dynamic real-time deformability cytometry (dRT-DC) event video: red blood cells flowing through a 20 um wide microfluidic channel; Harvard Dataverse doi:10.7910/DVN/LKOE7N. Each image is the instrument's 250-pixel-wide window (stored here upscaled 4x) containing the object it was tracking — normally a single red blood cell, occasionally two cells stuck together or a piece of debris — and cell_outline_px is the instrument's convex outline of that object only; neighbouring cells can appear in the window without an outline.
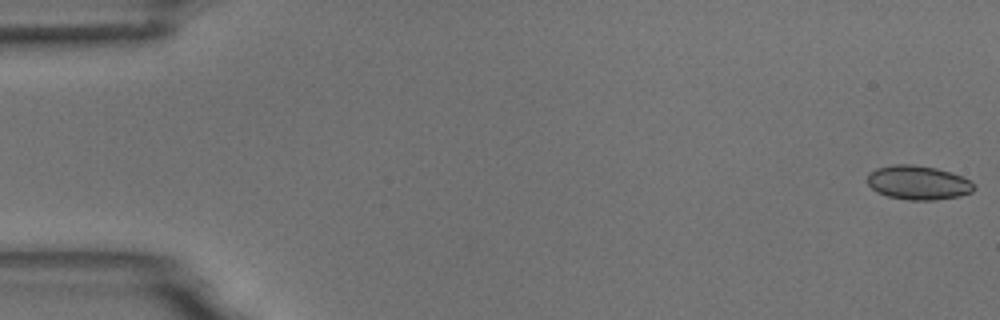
{"species": "common noctule bat (a hibernating species)", "species_latin": "Nyctalus noctula", "temperature_condition": "room temperature", "stored_images_in_passage": 55, "camera_frame_rate_fps": 3000, "um_per_image_px": 0.085, "animal": {"sex": "male", "body_mass_g": 18.8}, "frame": {"image": 1, "passage_image": 1, "time_ms": 0.0, "image_size_px": [1000, 320], "cell_outline_px": [[976, 188], [972, 192], [960, 196], [936, 200], [908, 200], [888, 196], [876, 192], [868, 184], [868, 172], [876, 168], [892, 164], [912, 164], [936, 168], [972, 180]], "centroid_in_image_um": [78.04, 15.52], "position_along_channel_um": 7.0, "area_um2": 21.33}}
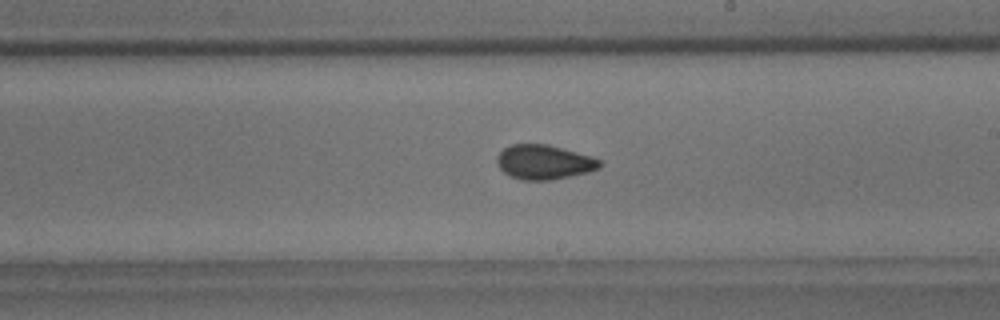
{"frame": {"image": 2, "passage_image": 32, "time_ms": 10.333, "image_size_px": [1000, 320], "cell_outline_px": [[604, 164], [600, 168], [588, 172], [552, 180], [520, 180], [504, 172], [496, 164], [496, 156], [504, 148], [512, 144], [548, 144], [592, 156], [600, 160]], "centroid_in_image_um": [46.26, 13.78], "position_along_channel_um": 242.7, "area_um2": 20.81}}
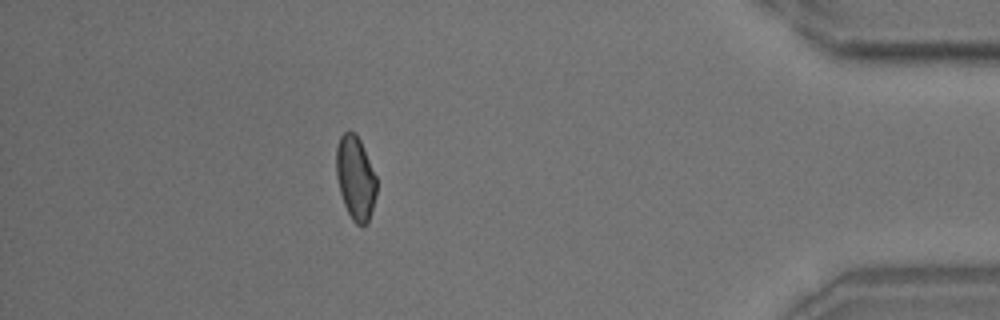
{"frame": {"image": 3, "passage_image": 49, "time_ms": 16.0, "image_size_px": [1000, 320], "cell_outline_px": [[376, 196], [368, 224], [364, 228], [360, 228], [352, 220], [344, 204], [340, 192], [336, 176], [336, 148], [340, 136], [344, 132], [356, 132], [360, 140], [376, 176]], "centroid_in_image_um": [30.22, 15.17], "position_along_channel_um": 405.0, "area_um2": 19.88}, "authors_computed_cell_mechanics": {"area_um2": 20.5768, "velocity_mm_per_s": 3.679, "shape_relaxation_time_tau1_ms": 6.8278, "shape_relaxation_time_tau2_ms": 1.1355, "deformation_change_tau1": 0.093, "deformation_change_tau2": 0.0512}}